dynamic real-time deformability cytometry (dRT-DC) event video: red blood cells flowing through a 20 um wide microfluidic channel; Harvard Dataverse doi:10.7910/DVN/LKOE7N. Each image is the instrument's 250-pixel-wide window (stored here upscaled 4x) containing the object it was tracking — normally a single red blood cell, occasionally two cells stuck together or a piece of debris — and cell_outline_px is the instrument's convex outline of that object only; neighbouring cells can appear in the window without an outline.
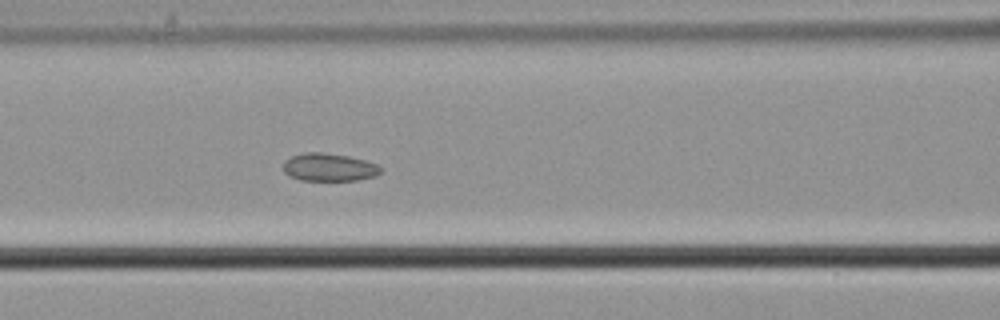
{"species": "common noctule bat (a hibernating species)", "species_latin": "Nyctalus noctula", "temperature_condition": "cold", "stored_images_in_passage": 7, "camera_frame_rate_fps": 3000, "um_per_image_px": 0.085, "animal": {"sex": "male", "body_mass_g": 21.5, "forearm_length_mm": 52.0}, "frame": {"image": 1, "passage_image": 7, "time_ms": 2.0, "image_size_px": [1000, 320], "cell_outline_px": [[380, 172], [376, 176], [360, 180], [300, 180], [288, 176], [284, 172], [284, 160], [292, 156], [304, 152], [320, 152], [348, 156], [364, 160], [376, 164], [380, 168]], "centroid_in_image_um": [27.94, 14.22], "position_along_channel_um": 138.7, "area_um2": 15.78}}